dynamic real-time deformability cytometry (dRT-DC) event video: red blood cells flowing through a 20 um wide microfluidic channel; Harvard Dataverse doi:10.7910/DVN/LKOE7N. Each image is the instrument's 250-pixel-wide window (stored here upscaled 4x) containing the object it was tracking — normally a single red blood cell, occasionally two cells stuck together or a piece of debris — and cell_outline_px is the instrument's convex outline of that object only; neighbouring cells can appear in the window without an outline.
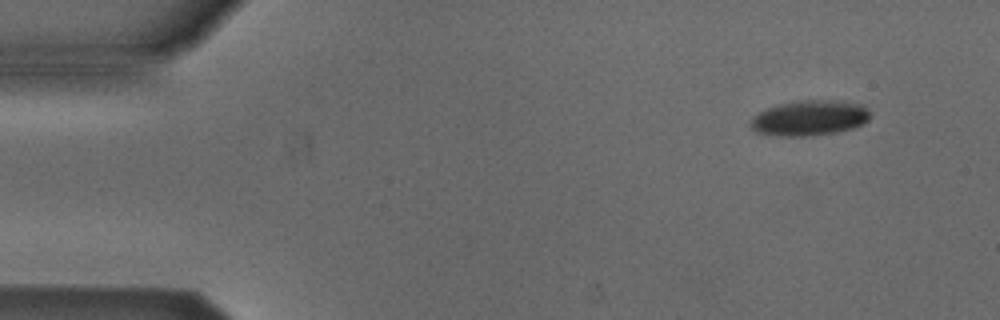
{"species": "Egyptian fruit bat (a non-hibernating species)", "species_latin": "Rousettus aegyptiacus", "temperature_condition": "cold", "stored_images_in_passage": 2, "camera_frame_rate_fps": 3000, "um_per_image_px": 0.085, "animal": {"sex": "male"}, "frame": {"image": 1, "passage_image": 2, "time_ms": 0.333, "image_size_px": [1000, 320], "cell_outline_px": [[868, 120], [852, 128], [836, 132], [812, 136], [780, 136], [756, 132], [752, 128], [752, 116], [768, 108], [780, 104], [800, 100], [844, 100], [860, 104], [868, 108]], "centroid_in_image_um": [68.82, 10.02], "position_along_channel_um": 16.2, "area_um2": 24.45}}